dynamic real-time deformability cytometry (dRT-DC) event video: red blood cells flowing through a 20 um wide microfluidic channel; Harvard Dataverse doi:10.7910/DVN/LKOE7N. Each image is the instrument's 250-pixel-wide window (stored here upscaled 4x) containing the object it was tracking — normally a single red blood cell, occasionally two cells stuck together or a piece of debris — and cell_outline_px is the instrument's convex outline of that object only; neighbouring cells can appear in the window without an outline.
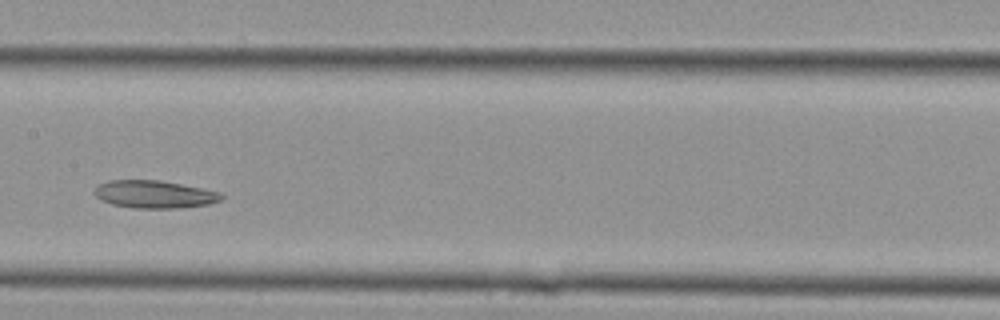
{"species": "Egyptian fruit bat (a non-hibernating species)", "species_latin": "Rousettus aegyptiacus", "temperature_condition": "cold", "stored_images_in_passage": 13, "camera_frame_rate_fps": 3000, "um_per_image_px": 0.085, "animal": {"sex": "female"}, "frame": {"image": 1, "passage_image": 10, "time_ms": 3.0, "image_size_px": [1000, 320], "cell_outline_px": [[224, 196], [220, 200], [208, 204], [176, 208], [136, 208], [112, 204], [100, 200], [92, 192], [96, 184], [108, 180], [160, 180], [220, 192]], "centroid_in_image_um": [13.05, 16.51], "position_along_channel_um": 194.4, "area_um2": 20.46}}
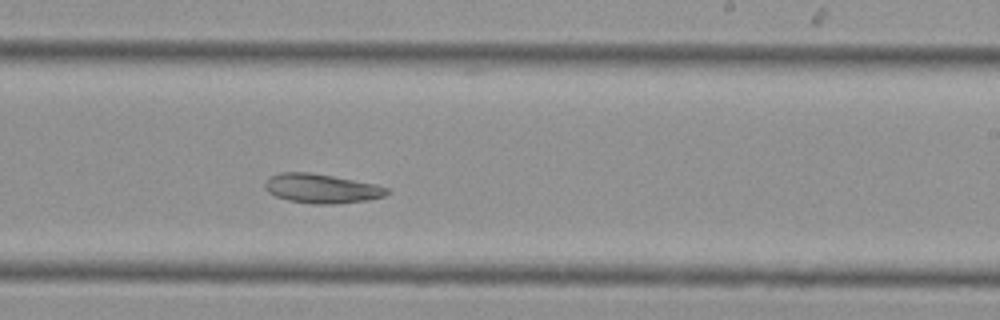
{"frame": {"image": 2, "passage_image": 13, "time_ms": 4.0, "image_size_px": [1000, 320], "cell_outline_px": [[392, 192], [384, 196], [368, 200], [332, 204], [312, 204], [288, 200], [276, 196], [268, 192], [264, 188], [264, 184], [268, 176], [280, 172], [308, 172], [332, 176], [376, 184], [388, 188]], "centroid_in_image_um": [27.32, 16.02], "position_along_channel_um": 261.7, "area_um2": 20.92}}